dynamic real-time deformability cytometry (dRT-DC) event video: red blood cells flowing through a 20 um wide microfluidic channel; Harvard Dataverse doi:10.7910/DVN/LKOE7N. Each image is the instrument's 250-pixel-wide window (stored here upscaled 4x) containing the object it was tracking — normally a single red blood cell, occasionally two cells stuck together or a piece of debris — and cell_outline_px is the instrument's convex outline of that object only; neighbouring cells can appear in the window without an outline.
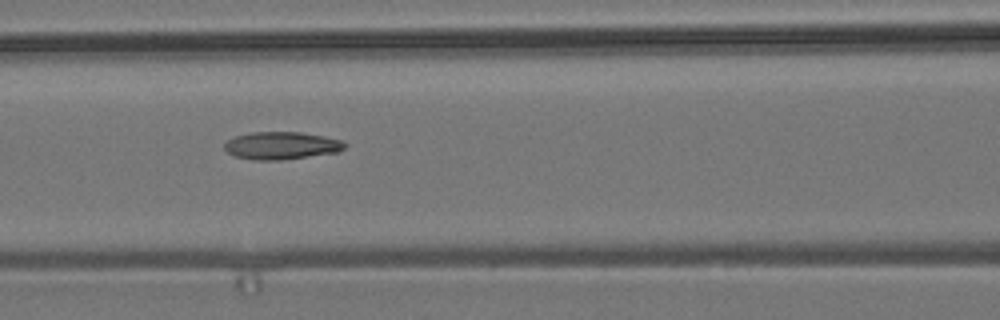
{"species": "common noctule bat (a hibernating species)", "species_latin": "Nyctalus noctula", "temperature_condition": "room temperature", "stored_images_in_passage": 3, "camera_frame_rate_fps": 3000, "um_per_image_px": 0.085, "animal": {"sex": "male", "body_mass_g": 19.2, "forearm_length_mm": 51.8}, "frame": {"image": 1, "passage_image": 3, "time_ms": 0.667, "image_size_px": [1000, 320], "cell_outline_px": [[348, 144], [344, 148], [336, 152], [280, 160], [256, 160], [236, 156], [228, 152], [224, 148], [224, 144], [228, 140], [236, 136], [252, 132], [300, 132], [324, 136], [344, 140]], "centroid_in_image_um": [23.95, 12.36], "position_along_channel_um": 142.7, "area_um2": 19.19}}